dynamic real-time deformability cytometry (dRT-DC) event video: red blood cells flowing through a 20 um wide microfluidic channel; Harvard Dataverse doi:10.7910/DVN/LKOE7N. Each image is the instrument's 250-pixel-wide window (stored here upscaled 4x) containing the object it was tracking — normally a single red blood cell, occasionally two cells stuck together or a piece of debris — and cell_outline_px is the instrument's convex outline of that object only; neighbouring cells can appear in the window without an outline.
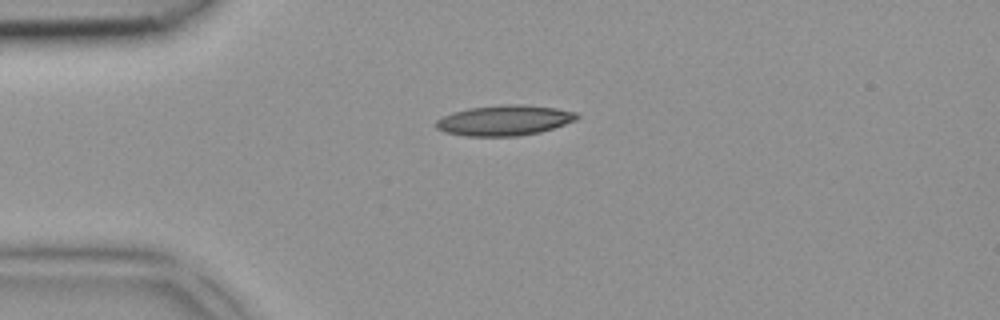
{"species": "common noctule bat (a hibernating species)", "species_latin": "Nyctalus noctula", "temperature_condition": "room temperature", "stored_images_in_passage": 1, "camera_frame_rate_fps": 3000, "um_per_image_px": 0.085, "animal": {"sex": "female", "body_mass_g": 18.4}, "frame": {"image": 1, "passage_image": 1, "time_ms": 0.0, "image_size_px": [1000, 320], "cell_outline_px": [[580, 116], [576, 120], [540, 132], [516, 136], [464, 136], [444, 132], [436, 128], [436, 120], [452, 112], [468, 108], [508, 104], [520, 104], [556, 108], [576, 112]], "centroid_in_image_um": [42.86, 10.23], "position_along_channel_um": 42.1, "area_um2": 24.85}}